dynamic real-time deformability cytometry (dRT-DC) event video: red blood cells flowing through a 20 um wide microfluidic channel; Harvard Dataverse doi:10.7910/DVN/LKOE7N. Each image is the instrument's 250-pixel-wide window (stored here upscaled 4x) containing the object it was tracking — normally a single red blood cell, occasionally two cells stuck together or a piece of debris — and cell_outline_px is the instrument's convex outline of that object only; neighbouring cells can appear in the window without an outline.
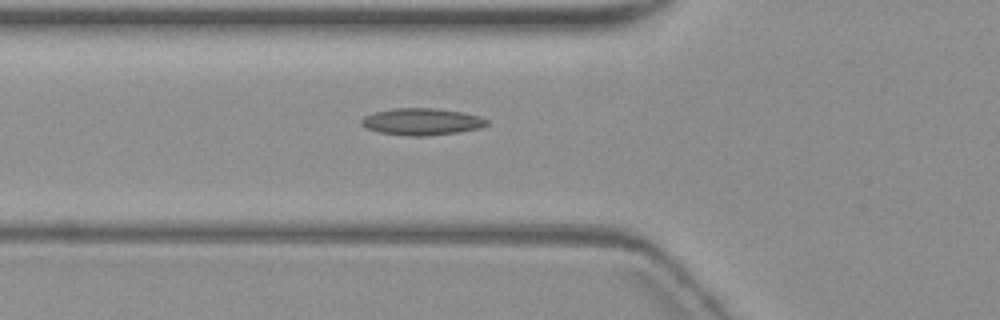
{"species": "common noctule bat (a hibernating species)", "species_latin": "Nyctalus noctula", "temperature_condition": "warm", "stored_images_in_passage": 6, "camera_frame_rate_fps": 3000, "um_per_image_px": 0.085, "animal": {"sex": "female", "body_mass_g": 19.3, "forearm_length_mm": 54.1}, "frame": {"image": 1, "passage_image": 6, "time_ms": 7.667, "image_size_px": [1000, 320], "cell_outline_px": [[488, 124], [480, 128], [460, 132], [428, 136], [408, 136], [380, 132], [364, 128], [360, 124], [360, 120], [364, 116], [372, 112], [392, 108], [432, 108], [464, 112], [480, 116], [488, 120]], "centroid_in_image_um": [35.83, 10.34], "position_along_channel_um": 90.0, "area_um2": 19.94}}